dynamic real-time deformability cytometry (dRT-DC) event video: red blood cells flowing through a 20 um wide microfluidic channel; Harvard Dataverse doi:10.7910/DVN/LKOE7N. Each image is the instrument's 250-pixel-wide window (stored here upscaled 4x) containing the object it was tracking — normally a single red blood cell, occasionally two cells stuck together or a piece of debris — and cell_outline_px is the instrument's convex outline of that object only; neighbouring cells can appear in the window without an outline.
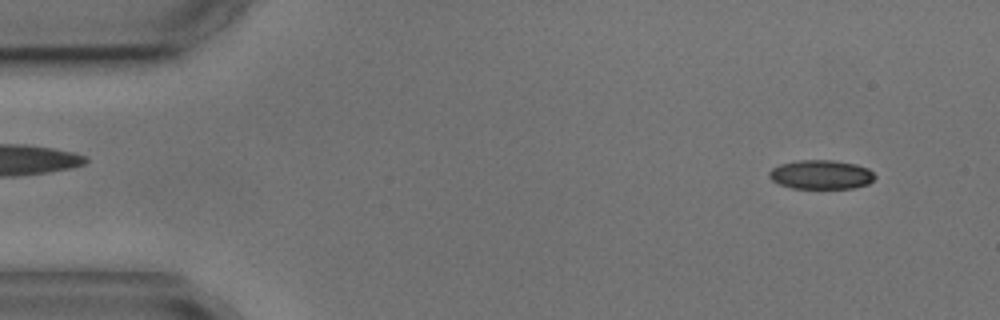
{"species": "common noctule bat (a hibernating species)", "species_latin": "Nyctalus noctula", "temperature_condition": "cold", "stored_images_in_passage": 5, "camera_frame_rate_fps": 3000, "um_per_image_px": 0.085, "animal": {"sex": "male", "body_mass_g": 17.9, "forearm_length_mm": 54.2}, "frame": {"image": 1, "passage_image": 5, "time_ms": 5.667, "image_size_px": [1000, 320], "cell_outline_px": [[876, 176], [868, 184], [856, 188], [792, 188], [780, 184], [772, 180], [768, 176], [768, 172], [772, 168], [780, 164], [800, 160], [832, 160], [856, 164], [868, 168]], "centroid_in_image_um": [69.79, 14.84], "position_along_channel_um": 15.2, "area_um2": 17.92}}